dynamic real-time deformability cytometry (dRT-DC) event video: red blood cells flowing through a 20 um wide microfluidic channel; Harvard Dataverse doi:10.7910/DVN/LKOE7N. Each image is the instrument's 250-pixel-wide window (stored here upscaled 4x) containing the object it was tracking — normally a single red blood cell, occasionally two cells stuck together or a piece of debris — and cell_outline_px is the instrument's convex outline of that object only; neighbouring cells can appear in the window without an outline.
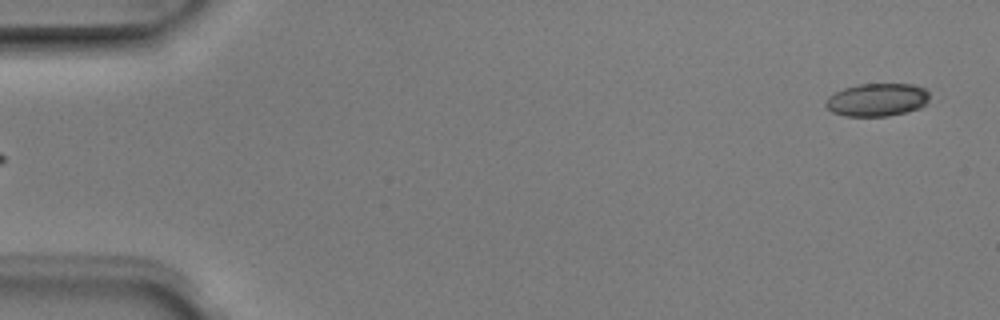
{"species": "Egyptian fruit bat (a non-hibernating species)", "species_latin": "Rousettus aegyptiacus", "temperature_condition": "room temperature", "stored_images_in_passage": 5, "segment_of_instrument_passage": [2, 2], "camera_frame_rate_fps": 3000, "um_per_image_px": 0.085, "animal": {"sex": "male"}, "frame": {"image": 1, "passage_image": 5, "time_ms": 1.333, "image_size_px": [1000, 320], "cell_outline_px": [[932, 100], [920, 108], [888, 116], [844, 116], [832, 112], [824, 104], [824, 100], [828, 96], [844, 88], [856, 84], [912, 84], [924, 88], [932, 96]], "centroid_in_image_um": [74.57, 8.48], "position_along_channel_um": 10.4, "area_um2": 20.23}}